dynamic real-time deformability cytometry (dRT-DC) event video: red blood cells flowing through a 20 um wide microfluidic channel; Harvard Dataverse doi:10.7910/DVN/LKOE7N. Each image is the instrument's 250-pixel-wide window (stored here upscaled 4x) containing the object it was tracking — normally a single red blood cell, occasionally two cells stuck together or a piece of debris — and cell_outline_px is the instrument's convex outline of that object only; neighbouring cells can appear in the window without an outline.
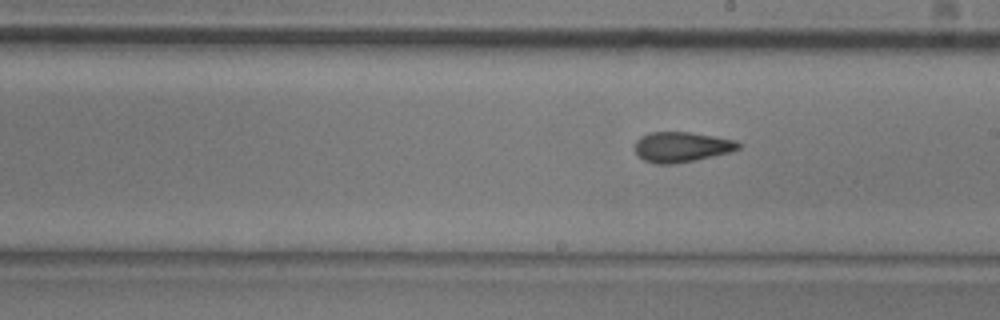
{"species": "common noctule bat (a hibernating species)", "species_latin": "Nyctalus noctula", "temperature_condition": "room temperature", "stored_images_in_passage": 10, "segment_of_instrument_passage": [2, 2], "camera_frame_rate_fps": 3000, "um_per_image_px": 0.085, "animal": {"sex": "male", "body_mass_g": 20.5, "forearm_length_mm": 52.5}, "frame": {"image": 1, "passage_image": 10, "time_ms": 3.0, "image_size_px": [1000, 320], "cell_outline_px": [[740, 148], [732, 152], [696, 160], [672, 164], [656, 164], [644, 160], [636, 152], [636, 140], [640, 136], [648, 132], [688, 132], [716, 136], [736, 140], [740, 144]], "centroid_in_image_um": [57.96, 12.49], "position_along_channel_um": 231.0, "area_um2": 18.32}}